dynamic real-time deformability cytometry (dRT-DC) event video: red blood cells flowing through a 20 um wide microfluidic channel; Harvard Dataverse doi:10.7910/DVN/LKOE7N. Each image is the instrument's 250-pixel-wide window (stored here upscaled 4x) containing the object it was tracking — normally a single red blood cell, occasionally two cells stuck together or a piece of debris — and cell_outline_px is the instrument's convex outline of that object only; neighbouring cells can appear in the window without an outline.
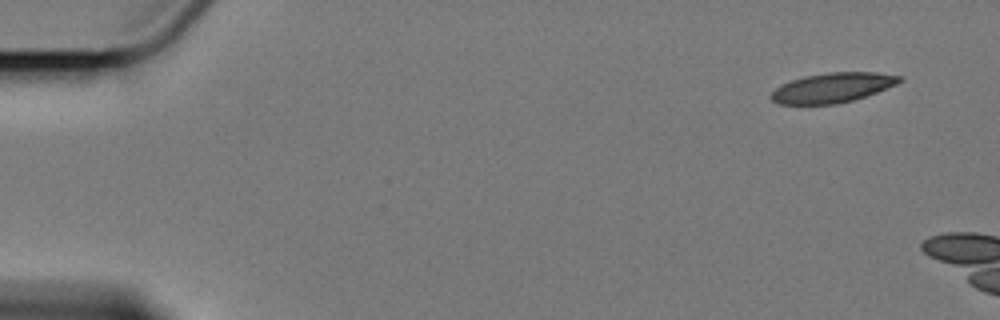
{"species": "Egyptian fruit bat (a non-hibernating species)", "species_latin": "Rousettus aegyptiacus", "temperature_condition": "cold", "stored_images_in_passage": 3, "camera_frame_rate_fps": 3000, "um_per_image_px": 0.085, "animal": {"sex": "female"}, "frame": {"image": 1, "passage_image": 1, "time_ms": 0.0, "image_size_px": [1000, 320], "cell_outline_px": [[904, 80], [896, 84], [876, 92], [852, 100], [836, 104], [780, 104], [772, 100], [768, 96], [780, 84], [804, 76], [828, 72], [876, 72], [904, 76]], "centroid_in_image_um": [70.76, 7.44], "position_along_channel_um": 14.2, "area_um2": 22.25}}